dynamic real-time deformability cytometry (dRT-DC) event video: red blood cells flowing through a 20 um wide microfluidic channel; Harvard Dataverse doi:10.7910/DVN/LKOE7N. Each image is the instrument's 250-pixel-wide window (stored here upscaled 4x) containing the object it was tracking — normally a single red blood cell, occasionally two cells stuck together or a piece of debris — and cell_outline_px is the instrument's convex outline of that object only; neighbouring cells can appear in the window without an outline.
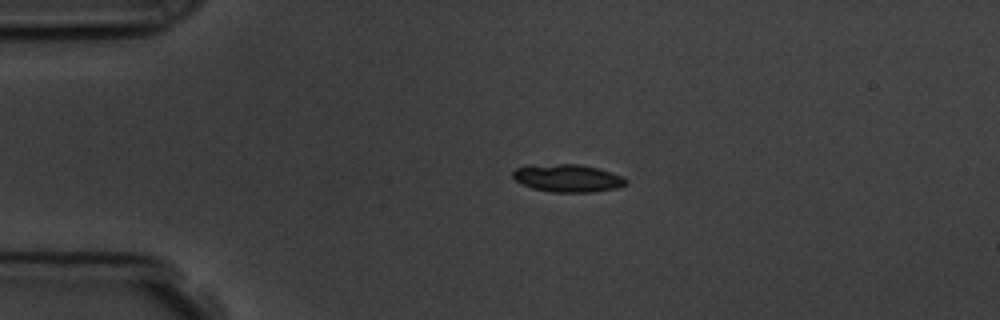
{"species": "common noctule bat (a hibernating species)", "species_latin": "Nyctalus noctula", "temperature_condition": "room temperature", "stored_images_in_passage": 3, "camera_frame_rate_fps": 3000, "um_per_image_px": 0.085, "animal": {"sex": "male", "body_mass_g": 19.5, "forearm_length_mm": 54.6}, "frame": {"image": 1, "passage_image": 2, "time_ms": 2.0, "image_size_px": [1000, 320], "cell_outline_px": [[628, 184], [616, 188], [592, 192], [552, 192], [532, 188], [516, 180], [512, 176], [512, 172], [516, 168], [528, 164], [580, 164], [600, 168], [620, 176], [628, 180]], "centroid_in_image_um": [48.24, 15.13], "position_along_channel_um": 36.8, "area_um2": 18.38}}